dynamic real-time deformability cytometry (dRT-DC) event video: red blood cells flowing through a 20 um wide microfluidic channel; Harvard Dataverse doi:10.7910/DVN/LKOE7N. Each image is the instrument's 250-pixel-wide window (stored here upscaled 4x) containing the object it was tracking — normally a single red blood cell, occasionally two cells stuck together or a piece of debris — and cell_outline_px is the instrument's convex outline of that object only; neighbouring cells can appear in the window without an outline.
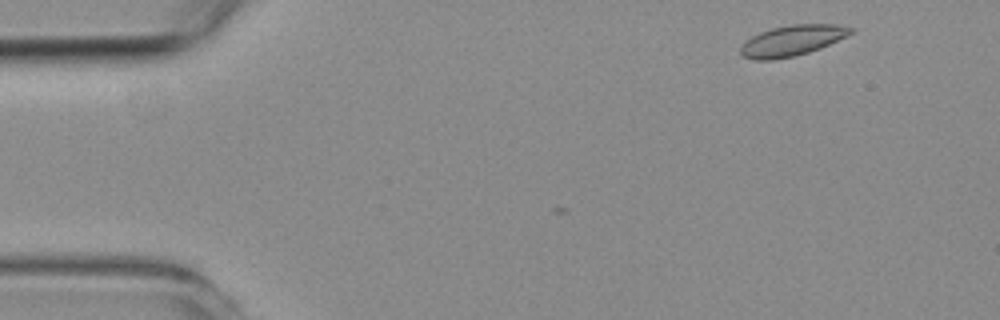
{"species": "common noctule bat (a hibernating species)", "species_latin": "Nyctalus noctula", "temperature_condition": "room temperature", "stored_images_in_passage": 3, "camera_frame_rate_fps": 3000, "um_per_image_px": 0.085, "animal": {"sex": "female", "body_mass_g": 19.3, "forearm_length_mm": 54.1}, "frame": {"image": 1, "passage_image": 1, "time_ms": 0.0, "image_size_px": [1000, 320], "cell_outline_px": [[852, 32], [848, 36], [820, 48], [796, 56], [772, 60], [752, 60], [744, 56], [740, 52], [740, 48], [752, 36], [760, 32], [772, 28], [792, 24], [836, 24], [852, 28]], "centroid_in_image_um": [67.34, 3.45], "position_along_channel_um": 17.7, "area_um2": 19.54}}